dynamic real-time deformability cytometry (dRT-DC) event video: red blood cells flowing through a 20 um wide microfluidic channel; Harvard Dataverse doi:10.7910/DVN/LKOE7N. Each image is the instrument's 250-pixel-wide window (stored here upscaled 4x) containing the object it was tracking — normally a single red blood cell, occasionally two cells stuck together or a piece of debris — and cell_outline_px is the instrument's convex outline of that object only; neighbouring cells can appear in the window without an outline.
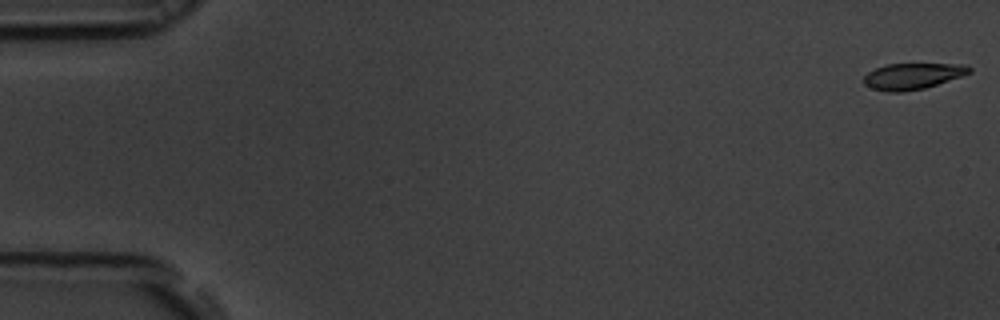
{"species": "common noctule bat (a hibernating species)", "species_latin": "Nyctalus noctula", "temperature_condition": "room temperature", "stored_images_in_passage": 56, "camera_frame_rate_fps": 3000, "um_per_image_px": 0.085, "animal": {"sex": "male", "body_mass_g": 19.5, "forearm_length_mm": 54.6}, "frame": {"image": 1, "passage_image": 1, "time_ms": 0.0, "image_size_px": [1000, 320], "cell_outline_px": [[972, 72], [924, 88], [900, 92], [888, 92], [872, 88], [864, 84], [864, 76], [868, 72], [876, 68], [888, 64], [968, 64], [972, 68]], "centroid_in_image_um": [77.58, 6.46], "position_along_channel_um": 7.4, "area_um2": 15.9}}
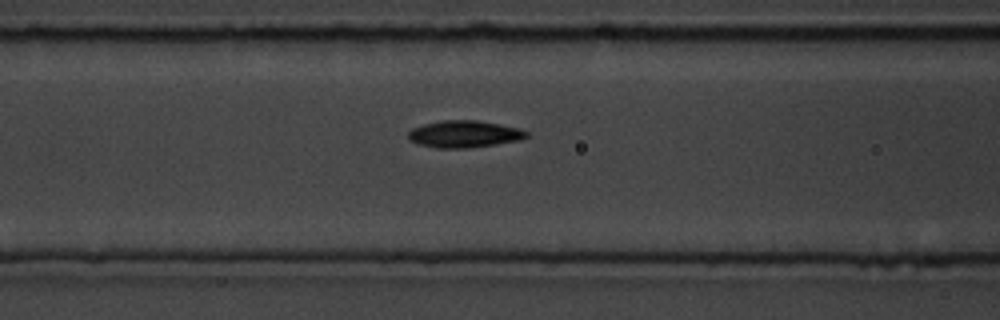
{"frame": {"image": 2, "passage_image": 23, "time_ms": 7.333, "image_size_px": [1000, 320], "cell_outline_px": [[528, 136], [520, 140], [496, 144], [468, 148], [436, 148], [420, 144], [412, 140], [408, 136], [408, 132], [412, 128], [424, 124], [440, 120], [476, 120], [500, 124], [520, 128], [528, 132]], "centroid_in_image_um": [39.49, 11.39], "position_along_channel_um": 127.1, "area_um2": 18.55}}
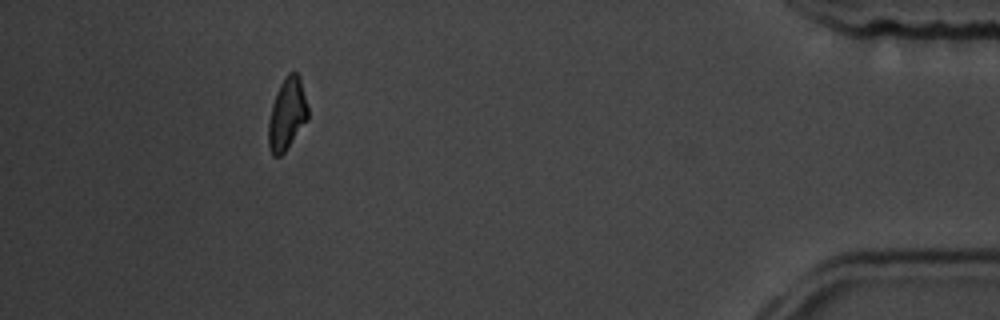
{"frame": {"image": 3, "passage_image": 51, "time_ms": 16.667, "image_size_px": [1000, 320], "cell_outline_px": [[308, 120], [284, 152], [280, 156], [272, 156], [268, 148], [268, 120], [272, 104], [276, 92], [284, 76], [288, 72], [296, 72], [300, 76], [308, 108]], "centroid_in_image_um": [24.38, 9.69], "position_along_channel_um": 410.8, "area_um2": 16.76}, "authors_computed_cell_mechanics": {"area_um2": 17.2822, "velocity_mm_per_s": 3.665, "shape_relaxation_time_tau1_ms": 1.9845, "shape_relaxation_time_tau2_ms": 4.8802, "deformation_change_tau1": 0.1203, "deformation_change_tau2": 0.1018}}